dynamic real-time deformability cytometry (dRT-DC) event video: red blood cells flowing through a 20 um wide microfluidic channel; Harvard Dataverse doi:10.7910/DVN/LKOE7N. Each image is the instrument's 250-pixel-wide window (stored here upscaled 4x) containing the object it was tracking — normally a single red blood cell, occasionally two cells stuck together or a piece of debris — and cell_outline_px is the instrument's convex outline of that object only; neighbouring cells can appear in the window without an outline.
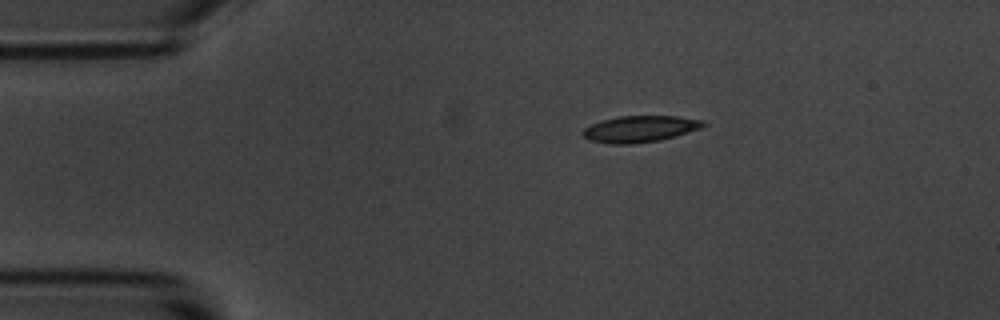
{"species": "common noctule bat (a hibernating species)", "species_latin": "Nyctalus noctula", "temperature_condition": "room temperature", "stored_images_in_passage": 4, "camera_frame_rate_fps": 3000, "um_per_image_px": 0.085, "animal": {"sex": "male", "body_mass_g": 20.1, "forearm_length_mm": 53.5}, "frame": {"image": 1, "passage_image": 4, "time_ms": 3.667, "image_size_px": [1000, 320], "cell_outline_px": [[708, 124], [700, 128], [660, 140], [628, 144], [612, 144], [588, 140], [580, 132], [584, 128], [600, 120], [620, 116], [676, 116], [704, 120]], "centroid_in_image_um": [54.36, 10.95], "position_along_channel_um": 30.6, "area_um2": 18.5}}